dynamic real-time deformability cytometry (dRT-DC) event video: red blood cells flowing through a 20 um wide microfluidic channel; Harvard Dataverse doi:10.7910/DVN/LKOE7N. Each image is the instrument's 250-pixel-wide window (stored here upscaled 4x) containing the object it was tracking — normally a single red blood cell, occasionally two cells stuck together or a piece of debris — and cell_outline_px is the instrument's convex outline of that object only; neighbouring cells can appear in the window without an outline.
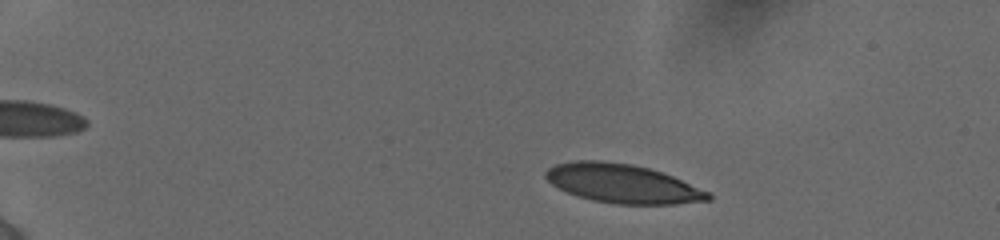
{"species": "human", "species_latin": "Homo sapiens", "temperature_condition": "cold", "stored_images_in_passage": 23, "camera_frame_rate_fps": 3000, "um_per_image_px": 0.085, "donor": {"sex": "female"}, "frame": {"image": 1, "passage_image": 6, "time_ms": 1.667, "image_size_px": [1000, 240], "cell_outline_px": [[712, 200], [676, 204], [616, 204], [592, 200], [576, 196], [552, 184], [544, 176], [544, 172], [548, 168], [556, 164], [576, 160], [600, 160], [632, 164], [648, 168], [672, 176], [708, 192], [712, 196]], "centroid_in_image_um": [52.89, 15.6], "position_along_channel_um": 32.1, "area_um2": 36.65}}
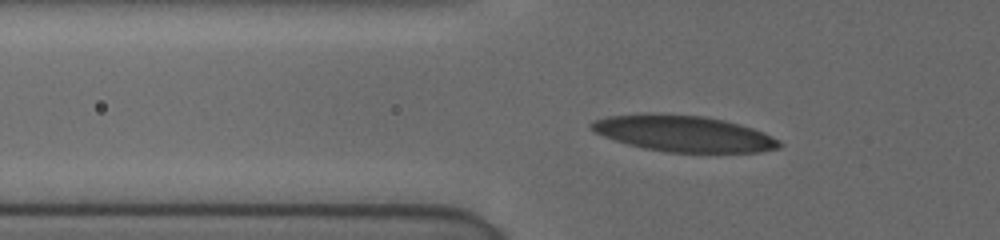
{"frame": {"image": 2, "passage_image": 18, "time_ms": 5.0, "image_size_px": [1000, 240], "cell_outline_px": [[780, 148], [760, 152], [668, 152], [644, 148], [628, 144], [604, 136], [588, 128], [588, 124], [592, 120], [608, 116], [704, 116], [724, 120], [740, 124], [764, 132], [780, 140]], "centroid_in_image_um": [58.17, 11.39], "position_along_channel_um": 67.6, "area_um2": 38.44}}
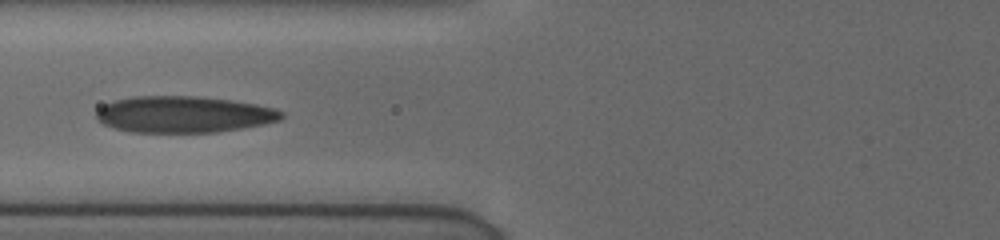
{"frame": {"image": 3, "passage_image": 22, "time_ms": 6.333, "image_size_px": [1000, 240], "cell_outline_px": [[284, 116], [280, 120], [264, 124], [244, 128], [216, 132], [132, 132], [112, 128], [104, 124], [96, 116], [96, 112], [104, 104], [116, 100], [132, 96], [196, 96], [228, 100], [256, 104], [272, 108], [284, 112]], "centroid_in_image_um": [15.62, 9.73], "position_along_channel_um": 110.2, "area_um2": 39.25}}